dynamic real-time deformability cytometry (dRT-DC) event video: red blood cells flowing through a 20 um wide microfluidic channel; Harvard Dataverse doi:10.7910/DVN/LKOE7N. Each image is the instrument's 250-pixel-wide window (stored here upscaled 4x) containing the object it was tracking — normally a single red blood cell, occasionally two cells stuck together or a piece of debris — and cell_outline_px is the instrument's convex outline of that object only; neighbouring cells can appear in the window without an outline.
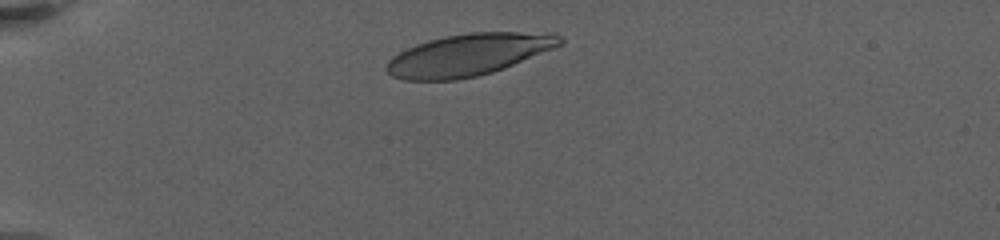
{"species": "human", "species_latin": "Homo sapiens", "temperature_condition": "warm", "stored_images_in_passage": 26, "camera_frame_rate_fps": 3000, "um_per_image_px": 0.085, "donor": {"sex": "female"}, "frame": {"image": 1, "passage_image": 1, "time_ms": 0.0, "image_size_px": [1000, 240], "cell_outline_px": [[564, 44], [504, 68], [492, 72], [476, 76], [456, 80], [404, 80], [392, 76], [388, 72], [388, 60], [392, 56], [416, 44], [428, 40], [444, 36], [468, 32], [556, 32], [564, 40]], "centroid_in_image_um": [39.87, 4.64], "position_along_channel_um": 45.1, "area_um2": 42.43}}
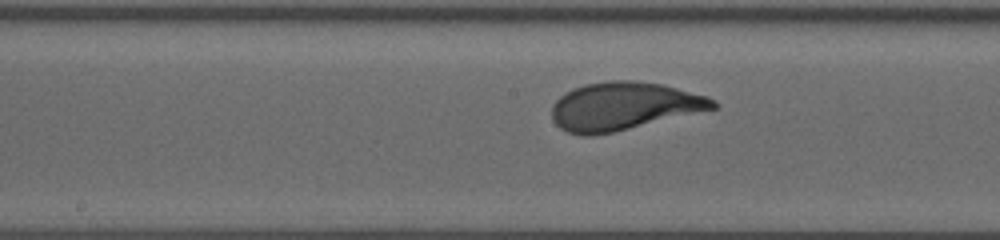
{"frame": {"image": 2, "passage_image": 15, "time_ms": 6.333, "image_size_px": [1000, 240], "cell_outline_px": [[716, 108], [612, 132], [592, 136], [580, 136], [568, 132], [560, 128], [552, 120], [552, 104], [560, 96], [572, 88], [584, 84], [608, 80], [636, 80], [664, 84], [708, 96], [716, 100]], "centroid_in_image_um": [52.98, 9.01], "position_along_channel_um": 195.2, "area_um2": 45.14}}
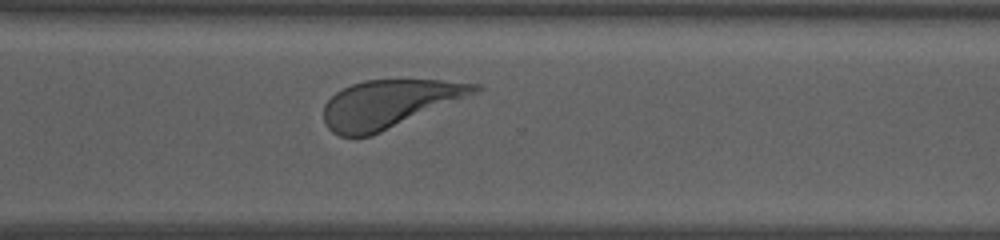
{"frame": {"image": 3, "passage_image": 26, "time_ms": 11.0, "image_size_px": [1000, 240], "cell_outline_px": [[484, 88], [476, 92], [372, 136], [340, 136], [332, 132], [328, 128], [324, 120], [324, 104], [336, 92], [352, 84], [364, 80], [444, 80], [480, 84]], "centroid_in_image_um": [33.04, 8.82], "position_along_channel_um": 337.6, "area_um2": 41.56}}